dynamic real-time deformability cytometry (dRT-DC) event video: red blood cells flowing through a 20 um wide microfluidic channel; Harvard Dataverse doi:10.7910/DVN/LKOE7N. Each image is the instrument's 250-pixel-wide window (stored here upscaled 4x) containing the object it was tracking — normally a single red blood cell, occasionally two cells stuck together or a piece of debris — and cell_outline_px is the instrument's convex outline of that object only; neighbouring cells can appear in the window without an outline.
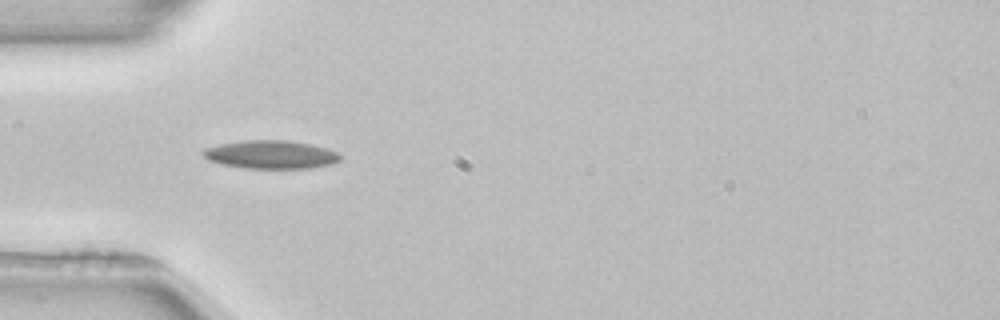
{"species": "common noctule bat (a hibernating species)", "species_latin": "Nyctalus noctula", "temperature_condition": "room temperature", "stored_images_in_passage": 43, "camera_frame_rate_fps": 3000, "um_per_image_px": 0.085, "animal": {"sex": "female", "body_mass_g": 22.7, "forearm_length_mm": 54.2}, "frame": {"image": 1, "passage_image": 7, "time_ms": 2.0, "image_size_px": [1000, 320], "cell_outline_px": [[340, 160], [332, 164], [308, 168], [244, 168], [220, 164], [208, 160], [200, 152], [204, 148], [220, 144], [244, 140], [288, 140], [312, 144], [328, 148], [336, 152], [340, 156]], "centroid_in_image_um": [23.0, 13.13], "position_along_channel_um": 62.0, "area_um2": 22.72}}